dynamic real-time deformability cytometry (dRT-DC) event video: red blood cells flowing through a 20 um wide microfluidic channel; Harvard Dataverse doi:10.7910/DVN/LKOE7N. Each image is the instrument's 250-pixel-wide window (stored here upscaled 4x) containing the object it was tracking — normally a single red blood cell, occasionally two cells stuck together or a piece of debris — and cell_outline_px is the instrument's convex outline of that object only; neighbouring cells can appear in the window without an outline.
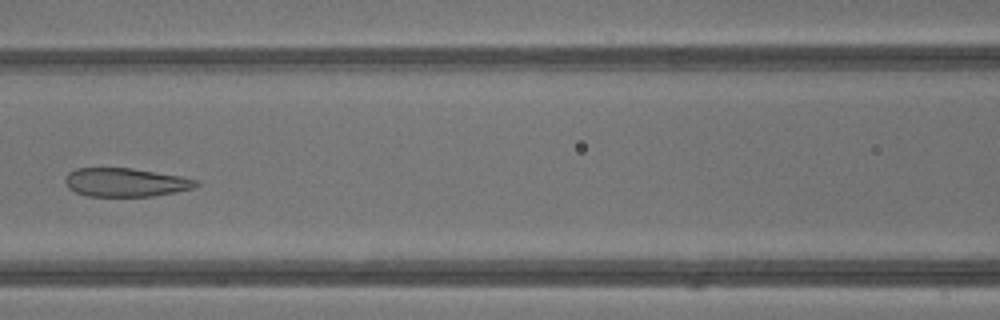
{"species": "common noctule bat (a hibernating species)", "species_latin": "Nyctalus noctula", "temperature_condition": "warm", "stored_images_in_passage": 43, "camera_frame_rate_fps": 3000, "um_per_image_px": 0.085, "animal": {"sex": "male", "body_mass_g": 13.3}, "frame": {"image": 1, "passage_image": 20, "time_ms": 6.333, "image_size_px": [1000, 320], "cell_outline_px": [[200, 184], [196, 188], [176, 192], [152, 196], [88, 196], [76, 192], [68, 188], [64, 180], [64, 176], [68, 172], [76, 168], [132, 168], [180, 176], [200, 180]], "centroid_in_image_um": [10.69, 15.5], "position_along_channel_um": 155.9, "area_um2": 22.02}}
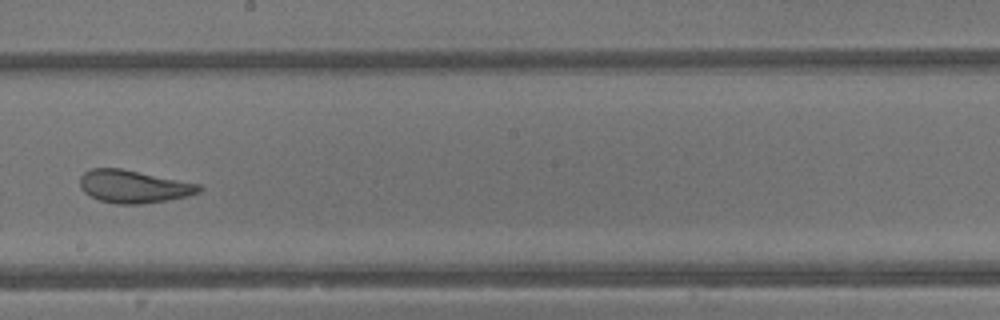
{"frame": {"image": 2, "passage_image": 25, "time_ms": 8.0, "image_size_px": [1000, 320], "cell_outline_px": [[204, 188], [200, 192], [188, 196], [168, 200], [140, 204], [116, 204], [100, 200], [88, 196], [80, 188], [80, 176], [84, 172], [92, 168], [120, 168], [200, 184]], "centroid_in_image_um": [11.35, 15.86], "position_along_channel_um": 236.9, "area_um2": 22.83}}
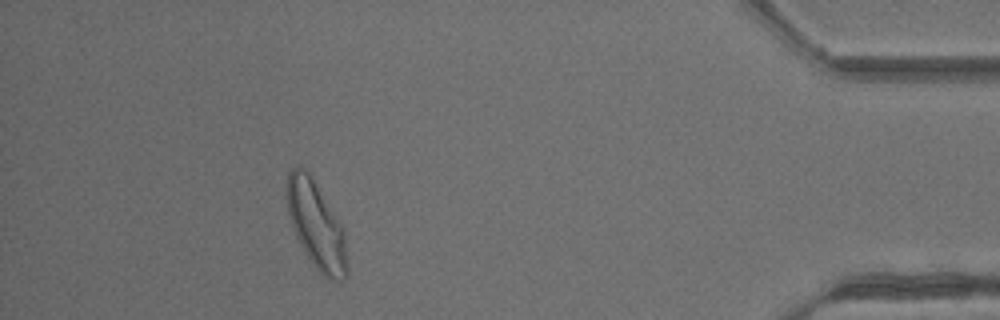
{"frame": {"image": 3, "passage_image": 39, "time_ms": 12.667, "image_size_px": [1000, 320], "cell_outline_px": [[348, 276], [344, 280], [328, 280], [316, 268], [300, 244], [296, 236], [288, 216], [284, 196], [284, 192], [288, 172], [292, 168], [304, 168], [308, 172], [344, 228], [348, 264]], "centroid_in_image_um": [26.87, 19.15], "position_along_channel_um": 408.3, "area_um2": 30.92}, "authors_computed_cell_mechanics": {"area_um2": 28.7844, "velocity_mm_per_s": 4.8734, "shape_relaxation_time_tau1_ms": null, "shape_relaxation_time_tau2_ms": 1.2301, "deformation_change_tau1": null, "deformation_change_tau2": 0.0908}}